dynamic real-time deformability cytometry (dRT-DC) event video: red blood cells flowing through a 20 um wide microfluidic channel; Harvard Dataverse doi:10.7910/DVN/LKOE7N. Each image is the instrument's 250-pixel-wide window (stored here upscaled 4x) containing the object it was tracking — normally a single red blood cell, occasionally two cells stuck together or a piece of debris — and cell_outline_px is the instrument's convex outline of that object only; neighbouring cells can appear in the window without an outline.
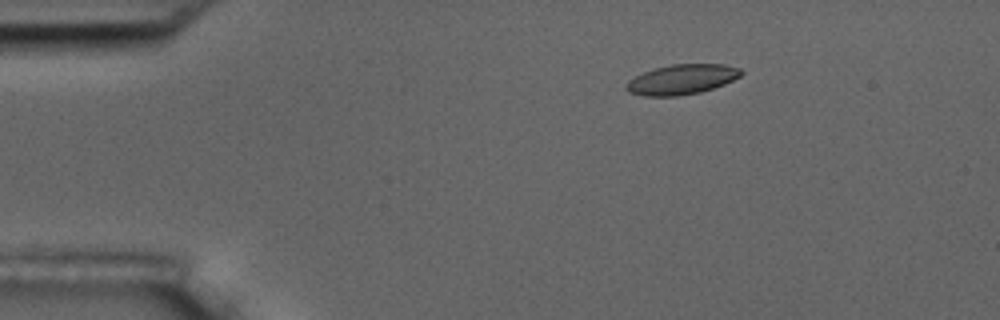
{"species": "common noctule bat (a hibernating species)", "species_latin": "Nyctalus noctula", "temperature_condition": "room temperature", "stored_images_in_passage": 4, "camera_frame_rate_fps": 3000, "um_per_image_px": 0.085, "animal": {"sex": "male", "body_mass_g": 17.5, "forearm_length_mm": 52.3}, "frame": {"image": 1, "passage_image": 2, "time_ms": 1.333, "image_size_px": [1000, 320], "cell_outline_px": [[744, 72], [740, 76], [724, 84], [700, 92], [676, 96], [644, 96], [628, 92], [624, 88], [624, 84], [628, 80], [652, 68], [672, 64], [724, 64], [740, 68]], "centroid_in_image_um": [57.92, 6.75], "position_along_channel_um": 27.1, "area_um2": 20.17}}